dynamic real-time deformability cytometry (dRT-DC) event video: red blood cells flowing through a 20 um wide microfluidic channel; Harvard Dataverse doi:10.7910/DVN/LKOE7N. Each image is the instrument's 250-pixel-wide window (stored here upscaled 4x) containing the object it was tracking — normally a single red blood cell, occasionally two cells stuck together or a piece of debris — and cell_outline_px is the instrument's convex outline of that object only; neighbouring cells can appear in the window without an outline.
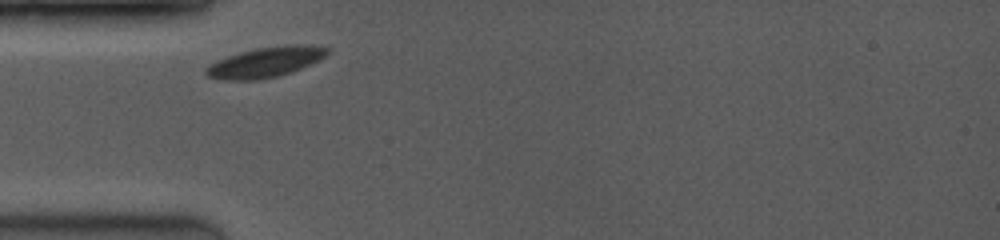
{"species": "common noctule bat (a hibernating species)", "species_latin": "Nyctalus noctula", "temperature_condition": "room temperature", "stored_images_in_passage": 20, "camera_frame_rate_fps": 3500, "um_per_image_px": 0.085, "animal": {"sex": "female", "body_mass_g": 19.0, "forearm_length_mm": 53.3}, "frame": {"image": 1, "passage_image": 1, "time_ms": 0.0, "image_size_px": [1000, 240], "cell_outline_px": [[332, 52], [328, 56], [300, 68], [276, 76], [256, 80], [220, 80], [208, 76], [204, 72], [204, 68], [216, 60], [240, 52], [256, 48], [288, 44], [296, 44], [332, 48]], "centroid_in_image_um": [22.56, 5.27], "position_along_channel_um": 62.4, "area_um2": 21.39}}
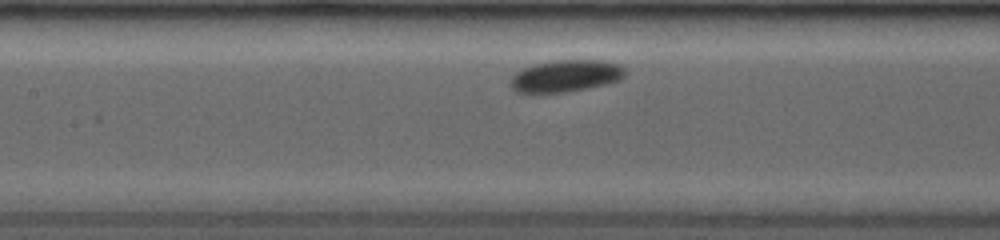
{"frame": {"image": 2, "passage_image": 6, "time_ms": 2.571, "image_size_px": [1000, 240], "cell_outline_px": [[624, 76], [620, 80], [604, 84], [564, 92], [516, 92], [512, 88], [508, 80], [516, 72], [532, 64], [552, 60], [604, 60], [620, 64], [624, 68]], "centroid_in_image_um": [48.06, 6.43], "position_along_channel_um": 159.3, "area_um2": 21.27}}
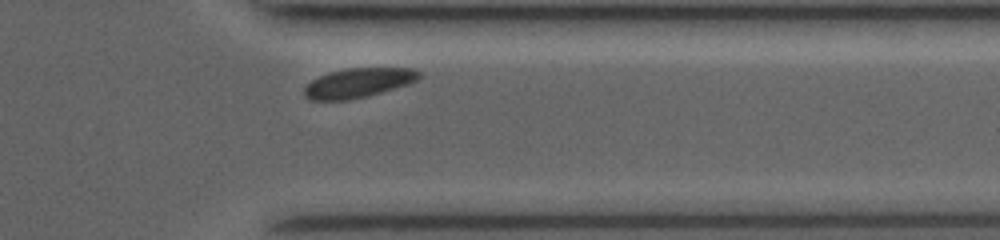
{"frame": {"image": 3, "passage_image": 19, "time_ms": 8.286, "image_size_px": [1000, 240], "cell_outline_px": [[420, 76], [416, 80], [408, 84], [368, 96], [348, 100], [308, 100], [304, 96], [304, 88], [312, 80], [328, 72], [348, 68], [412, 68], [420, 72]], "centroid_in_image_um": [30.43, 7.05], "position_along_channel_um": 381.0, "area_um2": 19.65}, "authors_computed_cell_mechanics": {"area_um2": 21.4149, "velocity_mm_per_s": 3.8376, "shape_relaxation_time_tau1_ms": 0.6733, "shape_relaxation_time_tau2_ms": null, "deformation_change_tau1": 0.0352, "deformation_change_tau2": null}}